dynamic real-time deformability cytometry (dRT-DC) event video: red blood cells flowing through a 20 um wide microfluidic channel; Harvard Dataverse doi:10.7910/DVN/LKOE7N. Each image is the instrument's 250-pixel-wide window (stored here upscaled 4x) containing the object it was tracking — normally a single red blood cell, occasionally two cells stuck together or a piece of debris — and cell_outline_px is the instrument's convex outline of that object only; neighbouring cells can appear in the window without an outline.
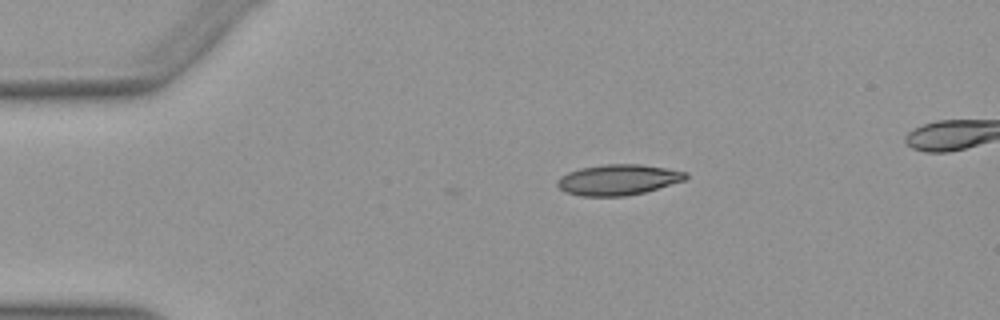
{"species": "Egyptian fruit bat (a non-hibernating species)", "species_latin": "Rousettus aegyptiacus", "temperature_condition": "warm", "stored_images_in_passage": 3, "camera_frame_rate_fps": 3000, "um_per_image_px": 0.085, "animal": {"sex": "female"}, "frame": {"image": 1, "passage_image": 3, "time_ms": 0.667, "image_size_px": [1000, 320], "cell_outline_px": [[688, 176], [684, 180], [644, 192], [624, 196], [580, 196], [564, 192], [556, 184], [556, 180], [560, 176], [568, 172], [580, 168], [604, 164], [640, 164], [688, 172]], "centroid_in_image_um": [52.49, 15.28], "position_along_channel_um": 32.5, "area_um2": 22.89}}